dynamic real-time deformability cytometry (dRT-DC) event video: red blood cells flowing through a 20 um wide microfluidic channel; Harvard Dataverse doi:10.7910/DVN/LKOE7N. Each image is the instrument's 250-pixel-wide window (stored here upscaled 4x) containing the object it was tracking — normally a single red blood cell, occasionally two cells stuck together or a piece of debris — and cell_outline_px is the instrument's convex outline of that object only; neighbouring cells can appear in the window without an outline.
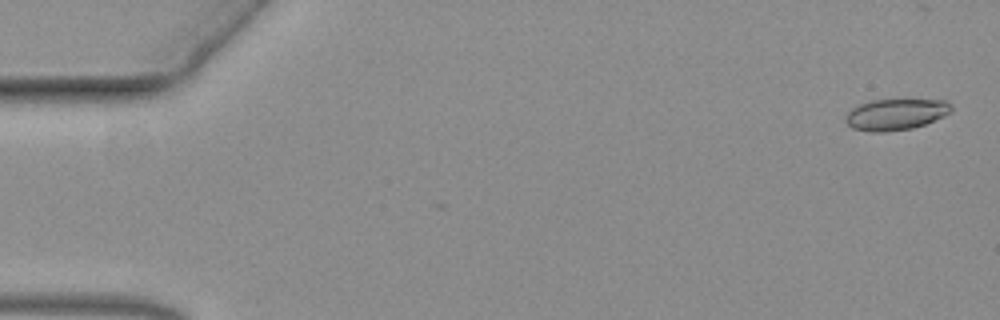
{"species": "common noctule bat (a hibernating species)", "species_latin": "Nyctalus noctula", "temperature_condition": "warm", "stored_images_in_passage": 59, "camera_frame_rate_fps": 3000, "um_per_image_px": 0.085, "animal": {"sex": "female", "body_mass_g": 19.3, "forearm_length_mm": 54.1}, "frame": {"image": 1, "passage_image": 2, "time_ms": 0.333, "image_size_px": [1000, 320], "cell_outline_px": [[952, 112], [944, 116], [924, 124], [912, 128], [884, 132], [872, 132], [852, 128], [844, 120], [844, 116], [852, 108], [868, 100], [944, 100], [952, 104]], "centroid_in_image_um": [76.12, 9.72], "position_along_channel_um": 8.9, "area_um2": 19.25}}
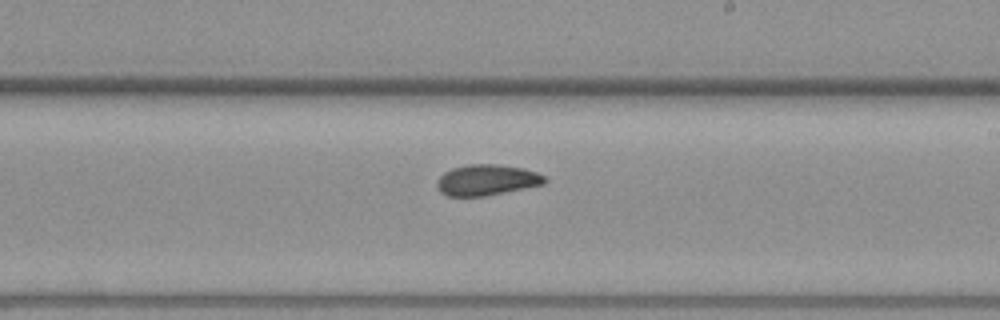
{"frame": {"image": 2, "passage_image": 35, "time_ms": 11.333, "image_size_px": [1000, 320], "cell_outline_px": [[548, 180], [544, 184], [484, 196], [448, 196], [440, 192], [436, 184], [440, 176], [444, 172], [452, 168], [468, 164], [496, 164], [524, 168], [536, 172], [544, 176]], "centroid_in_image_um": [41.37, 15.29], "position_along_channel_um": 247.6, "area_um2": 19.31}}
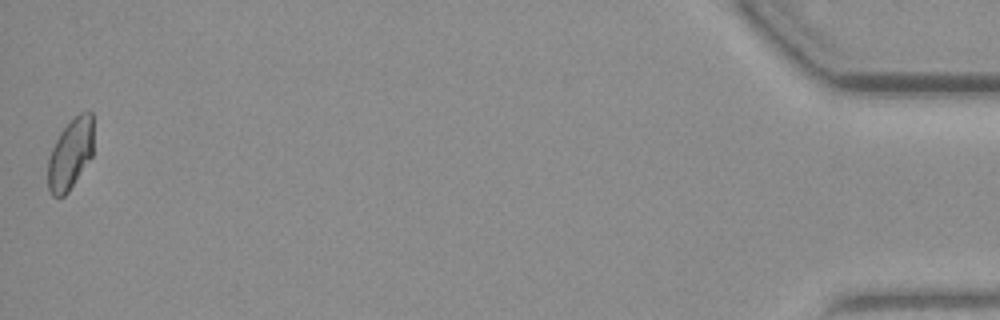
{"frame": {"image": 3, "passage_image": 59, "time_ms": 19.333, "image_size_px": [1000, 320], "cell_outline_px": [[92, 156], [68, 192], [64, 196], [52, 196], [48, 188], [48, 156], [60, 132], [80, 112], [92, 112]], "centroid_in_image_um": [5.96, 13.11], "position_along_channel_um": 429.2, "area_um2": 18.5}}